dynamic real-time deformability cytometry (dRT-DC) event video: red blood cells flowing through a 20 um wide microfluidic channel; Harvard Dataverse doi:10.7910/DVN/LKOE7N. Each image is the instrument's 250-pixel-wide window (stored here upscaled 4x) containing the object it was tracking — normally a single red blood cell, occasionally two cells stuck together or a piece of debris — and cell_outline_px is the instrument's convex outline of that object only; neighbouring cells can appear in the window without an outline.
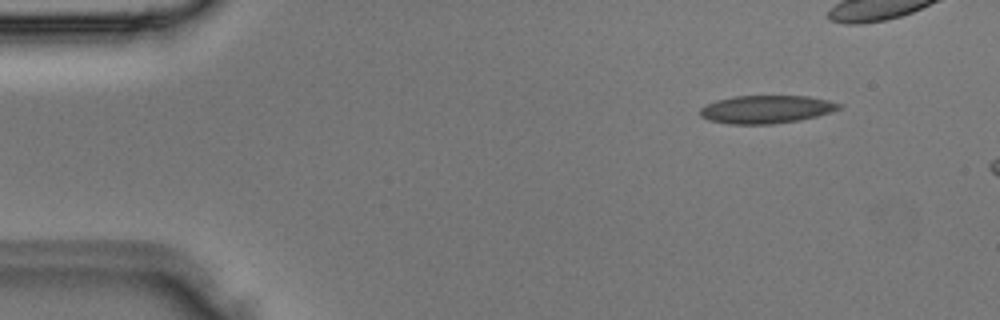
{"species": "Egyptian fruit bat (a non-hibernating species)", "species_latin": "Rousettus aegyptiacus", "temperature_condition": "room temperature", "stored_images_in_passage": 3, "camera_frame_rate_fps": 3000, "um_per_image_px": 0.085, "animal": {"sex": "male"}, "frame": {"image": 1, "passage_image": 1, "time_ms": 0.0, "image_size_px": [1000, 320], "cell_outline_px": [[844, 108], [832, 112], [800, 120], [772, 124], [732, 124], [708, 120], [700, 116], [700, 108], [716, 100], [732, 96], [808, 96], [828, 100], [844, 104]], "centroid_in_image_um": [65.18, 9.29], "position_along_channel_um": 19.8, "area_um2": 22.83}}